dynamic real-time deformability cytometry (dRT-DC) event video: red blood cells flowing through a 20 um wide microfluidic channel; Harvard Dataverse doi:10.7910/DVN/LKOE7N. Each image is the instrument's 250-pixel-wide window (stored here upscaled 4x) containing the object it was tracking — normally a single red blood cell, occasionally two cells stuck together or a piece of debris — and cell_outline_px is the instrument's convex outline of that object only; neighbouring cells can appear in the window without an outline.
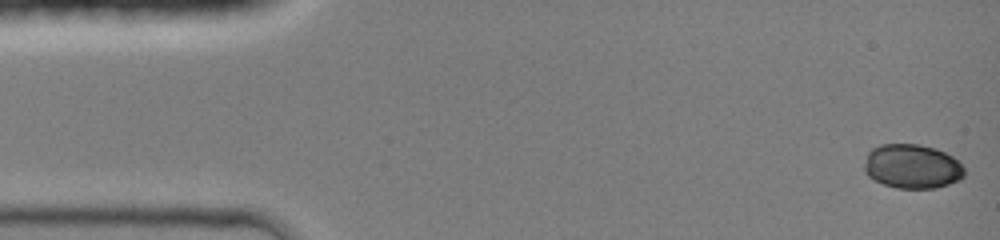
{"species": "common noctule bat (a hibernating species)", "species_latin": "Nyctalus noctula", "temperature_condition": "room temperature", "stored_images_in_passage": 44, "camera_frame_rate_fps": 3000, "um_per_image_px": 0.085, "animal": {"sex": "female", "body_mass_g": 19.0, "forearm_length_mm": 51.5}, "frame": {"image": 1, "passage_image": 1, "time_ms": 0.0, "image_size_px": [1000, 240], "cell_outline_px": [[964, 176], [960, 180], [936, 188], [896, 188], [884, 184], [868, 176], [864, 172], [864, 164], [868, 152], [872, 148], [880, 144], [920, 144], [936, 148], [952, 156], [964, 168]], "centroid_in_image_um": [77.52, 14.14], "position_along_channel_um": 7.5, "area_um2": 25.89}}
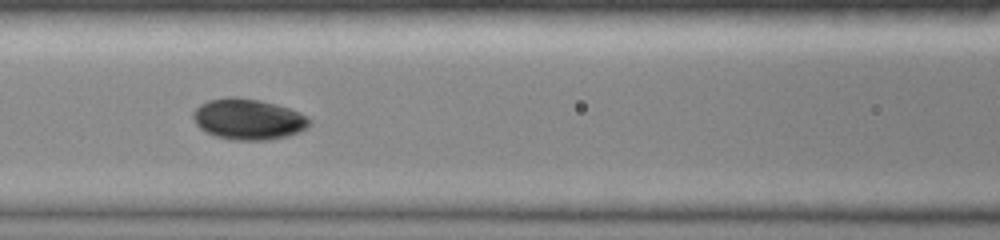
{"frame": {"image": 2, "passage_image": 19, "time_ms": 6.0, "image_size_px": [1000, 240], "cell_outline_px": [[312, 124], [308, 128], [300, 132], [288, 136], [272, 140], [232, 140], [216, 136], [204, 132], [196, 124], [192, 116], [192, 112], [200, 104], [208, 100], [228, 96], [236, 96], [260, 100], [276, 104], [300, 112], [308, 116], [312, 120]], "centroid_in_image_um": [21.13, 10.13], "position_along_channel_um": 145.5, "area_um2": 28.26}}
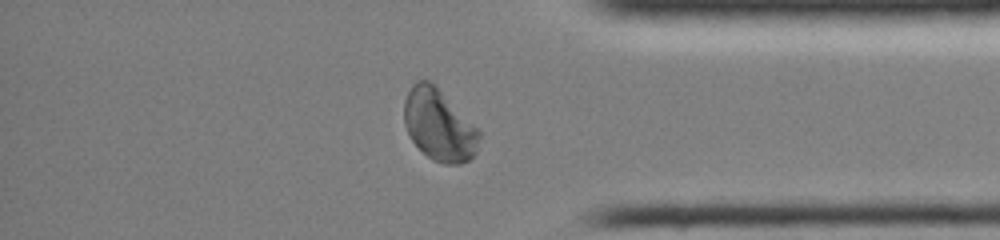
{"frame": {"image": 3, "passage_image": 37, "time_ms": 12.0, "image_size_px": [1000, 240], "cell_outline_px": [[480, 136], [476, 152], [468, 160], [460, 164], [444, 164], [432, 160], [412, 140], [404, 124], [404, 100], [412, 84], [416, 80], [428, 80], [436, 84], [480, 128]], "centroid_in_image_um": [37.34, 10.59], "position_along_channel_um": 397.9, "area_um2": 31.79}, "authors_computed_cell_mechanics": {"area_um2": 27.8307, "velocity_mm_per_s": 4.2939, "shape_relaxation_time_tau1_ms": 1.8062, "shape_relaxation_time_tau2_ms": 0.8601, "deformation_change_tau1": 0.0613, "deformation_change_tau2": 0.0253}}